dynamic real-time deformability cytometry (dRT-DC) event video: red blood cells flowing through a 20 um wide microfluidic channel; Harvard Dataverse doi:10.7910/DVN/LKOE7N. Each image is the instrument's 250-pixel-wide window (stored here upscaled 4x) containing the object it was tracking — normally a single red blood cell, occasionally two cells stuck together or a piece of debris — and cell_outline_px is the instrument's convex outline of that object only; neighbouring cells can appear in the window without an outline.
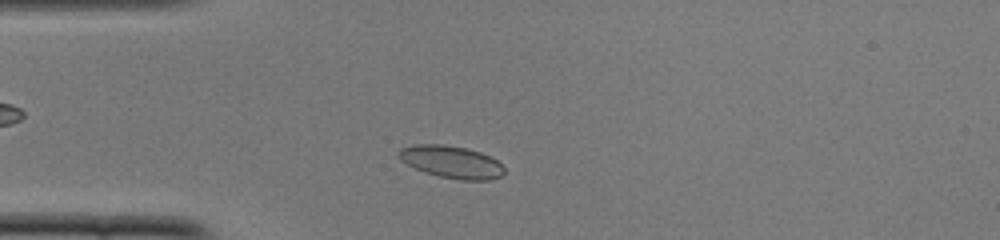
{"species": "common noctule bat (a hibernating species)", "species_latin": "Nyctalus noctula", "temperature_condition": "cold", "stored_images_in_passage": 44, "camera_frame_rate_fps": 3000, "um_per_image_px": 0.085, "animal": {"sex": "female", "body_mass_g": 22.0, "forearm_length_mm": 56.7}, "frame": {"image": 1, "passage_image": 6, "time_ms": 1.667, "image_size_px": [1000, 240], "cell_outline_px": [[504, 172], [500, 176], [488, 180], [460, 180], [440, 176], [424, 172], [400, 160], [396, 156], [396, 152], [400, 148], [412, 144], [444, 144], [468, 148], [480, 152], [496, 160], [504, 168]], "centroid_in_image_um": [38.31, 13.74], "position_along_channel_um": 46.7, "area_um2": 19.94}}
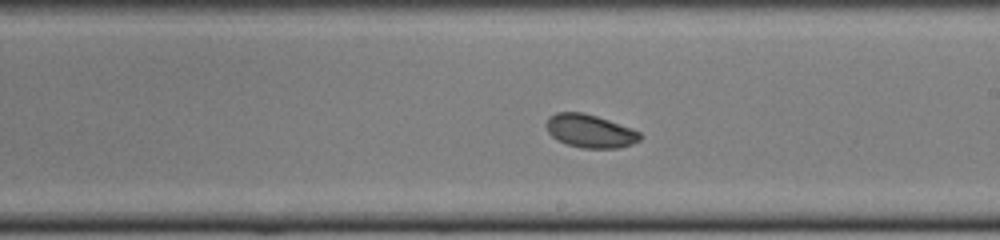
{"frame": {"image": 2, "passage_image": 22, "time_ms": 7.0, "image_size_px": [1000, 240], "cell_outline_px": [[644, 136], [640, 140], [632, 144], [620, 148], [580, 148], [556, 140], [548, 132], [548, 116], [556, 112], [580, 112], [596, 116], [632, 128], [640, 132]], "centroid_in_image_um": [50.19, 11.15], "position_along_channel_um": 238.8, "area_um2": 18.15}}
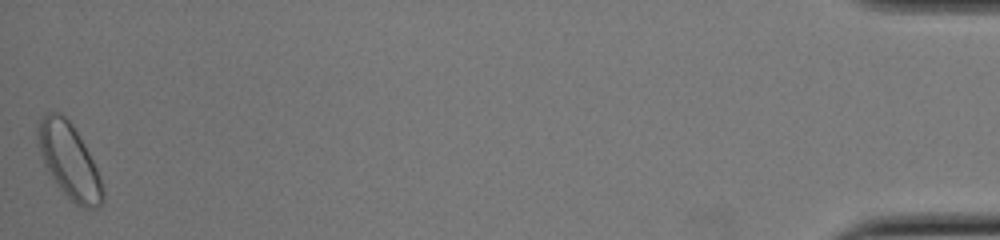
{"frame": {"image": 3, "passage_image": 44, "time_ms": 14.333, "image_size_px": [1000, 240], "cell_outline_px": [[104, 200], [96, 208], [80, 208], [60, 188], [44, 164], [40, 152], [40, 120], [48, 112], [56, 112], [64, 116], [68, 120], [84, 144], [100, 176], [104, 188]], "centroid_in_image_um": [5.94, 13.74], "position_along_channel_um": 429.3, "area_um2": 27.17}, "authors_computed_cell_mechanics": {"area_um2": 18.9006, "velocity_mm_per_s": 3.863, "shape_relaxation_time_tau1_ms": 1.6673, "shape_relaxation_time_tau2_ms": 1.9445, "deformation_change_tau1": 0.0649, "deformation_change_tau2": 0.0529}}